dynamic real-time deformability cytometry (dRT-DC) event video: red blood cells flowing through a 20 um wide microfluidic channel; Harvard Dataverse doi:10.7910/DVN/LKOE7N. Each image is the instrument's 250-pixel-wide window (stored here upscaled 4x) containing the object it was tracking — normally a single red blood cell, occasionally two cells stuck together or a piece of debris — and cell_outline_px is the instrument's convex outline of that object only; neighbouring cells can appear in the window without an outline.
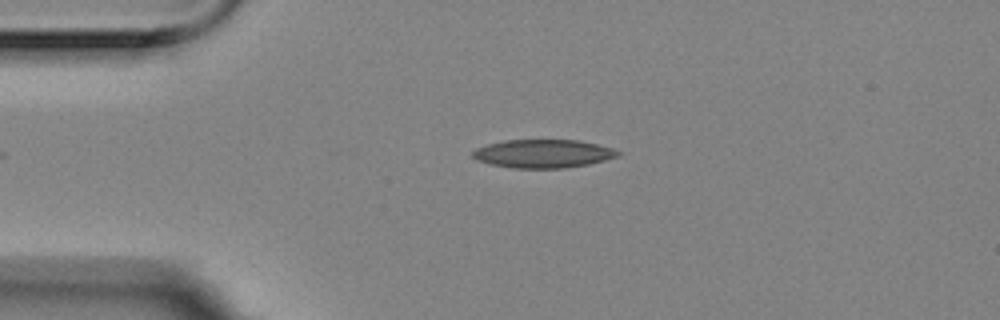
{"species": "Egyptian fruit bat (a non-hibernating species)", "species_latin": "Rousettus aegyptiacus", "temperature_condition": "room temperature", "stored_images_in_passage": 2, "camera_frame_rate_fps": 3000, "um_per_image_px": 0.085, "animal": {"sex": "female"}, "frame": {"image": 1, "passage_image": 1, "time_ms": 0.0, "image_size_px": [1000, 320], "cell_outline_px": [[624, 152], [620, 156], [588, 164], [564, 168], [512, 168], [492, 164], [476, 160], [472, 156], [472, 152], [476, 148], [488, 144], [504, 140], [580, 140], [612, 148]], "centroid_in_image_um": [46.19, 13.06], "position_along_channel_um": 38.8, "area_um2": 24.04}}